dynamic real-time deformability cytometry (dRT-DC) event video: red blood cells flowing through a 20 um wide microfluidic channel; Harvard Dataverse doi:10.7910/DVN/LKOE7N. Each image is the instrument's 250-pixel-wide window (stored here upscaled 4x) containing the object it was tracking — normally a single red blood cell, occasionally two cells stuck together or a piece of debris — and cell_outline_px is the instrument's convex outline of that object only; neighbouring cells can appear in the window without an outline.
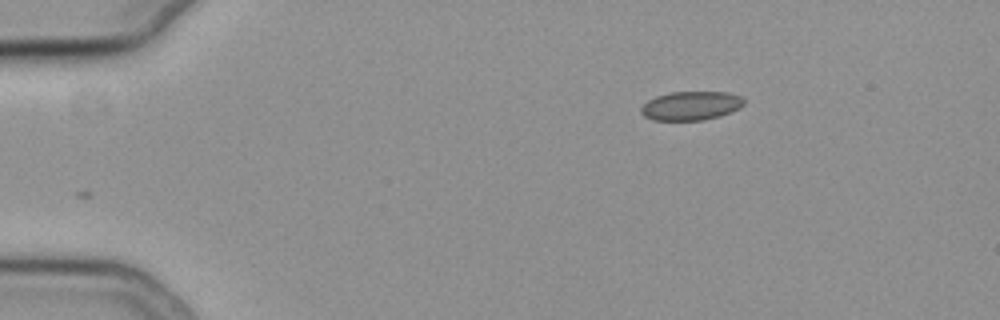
{"species": "common noctule bat (a hibernating species)", "species_latin": "Nyctalus noctula", "temperature_condition": "cold", "stored_images_in_passage": 40, "camera_frame_rate_fps": 3000, "um_per_image_px": 0.085, "animal": {"sex": "female", "body_mass_g": 19.3, "forearm_length_mm": 54.1}, "frame": {"image": 1, "passage_image": 1, "time_ms": 0.0, "image_size_px": [1000, 320], "cell_outline_px": [[744, 104], [740, 108], [720, 116], [704, 120], [652, 120], [644, 116], [640, 112], [640, 108], [648, 100], [656, 96], [668, 92], [728, 92], [740, 96], [744, 100]], "centroid_in_image_um": [58.72, 8.99], "position_along_channel_um": 26.3, "area_um2": 17.4}}
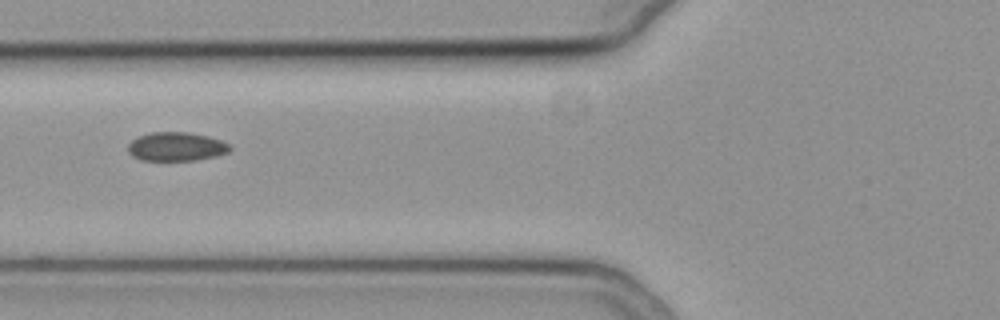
{"frame": {"image": 2, "passage_image": 14, "time_ms": 4.333, "image_size_px": [1000, 320], "cell_outline_px": [[232, 148], [228, 152], [216, 156], [196, 160], [140, 160], [132, 156], [128, 152], [128, 144], [132, 140], [140, 136], [152, 132], [188, 132], [208, 136], [220, 140], [228, 144]], "centroid_in_image_um": [14.98, 12.46], "position_along_channel_um": 110.8, "area_um2": 17.05}}
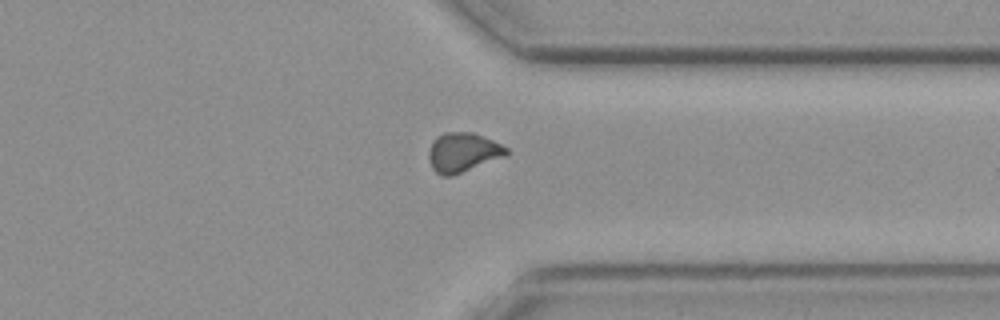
{"frame": {"image": 3, "passage_image": 35, "time_ms": 11.333, "image_size_px": [1000, 320], "cell_outline_px": [[508, 156], [452, 176], [440, 176], [432, 168], [428, 156], [428, 152], [432, 140], [436, 136], [444, 132], [472, 132], [492, 140], [508, 148]], "centroid_in_image_um": [39.34, 12.96], "position_along_channel_um": 372.1, "area_um2": 18.09}, "authors_computed_cell_mechanics": {"area_um2": 17.3111, "velocity_mm_per_s": 3.7468, "shape_relaxation_time_tau1_ms": null, "shape_relaxation_time_tau2_ms": 6.2821, "deformation_change_tau1": null, "deformation_change_tau2": 0.0701}}